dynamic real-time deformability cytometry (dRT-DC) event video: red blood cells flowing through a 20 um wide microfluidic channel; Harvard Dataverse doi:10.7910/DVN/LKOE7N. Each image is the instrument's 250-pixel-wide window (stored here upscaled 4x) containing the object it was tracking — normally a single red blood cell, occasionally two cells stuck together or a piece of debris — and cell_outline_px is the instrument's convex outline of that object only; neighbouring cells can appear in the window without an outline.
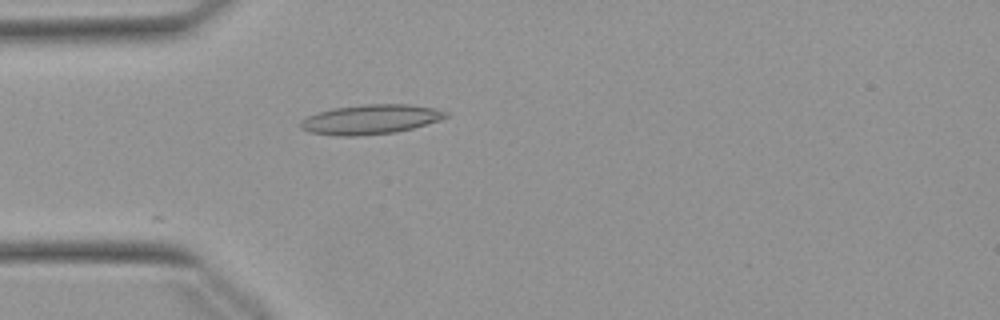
{"species": "Egyptian fruit bat (a non-hibernating species)", "species_latin": "Rousettus aegyptiacus", "temperature_condition": "warm", "stored_images_in_passage": 37, "camera_frame_rate_fps": 3000, "um_per_image_px": 0.085, "animal": {"sex": "female"}, "frame": {"image": 1, "passage_image": 15, "time_ms": 4.667, "image_size_px": [1000, 320], "cell_outline_px": [[432, 120], [408, 128], [388, 132], [320, 132], [308, 128], [316, 116], [324, 112], [344, 108], [424, 108], [432, 116]], "centroid_in_image_um": [31.41, 10.18], "position_along_channel_um": 53.6, "area_um2": 17.98}}
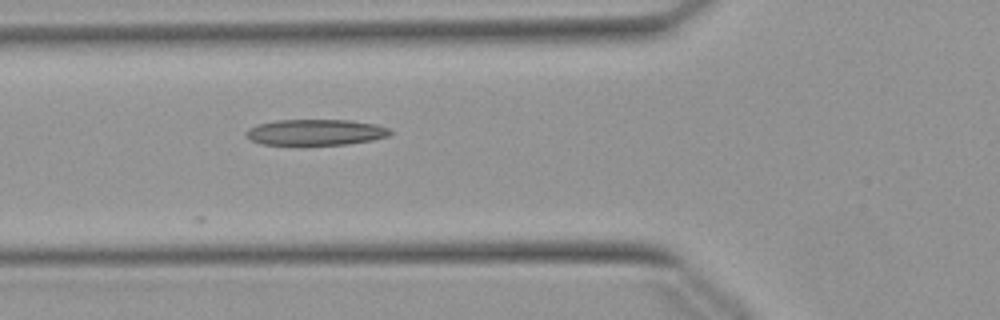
{"frame": {"image": 2, "passage_image": 19, "time_ms": 6.0, "image_size_px": [1000, 320], "cell_outline_px": [[388, 132], [380, 136], [364, 140], [336, 144], [268, 144], [256, 140], [248, 136], [256, 128], [264, 124], [288, 120], [336, 120], [368, 124], [380, 128]], "centroid_in_image_um": [26.76, 11.24], "position_along_channel_um": 99.0, "area_um2": 19.13}}
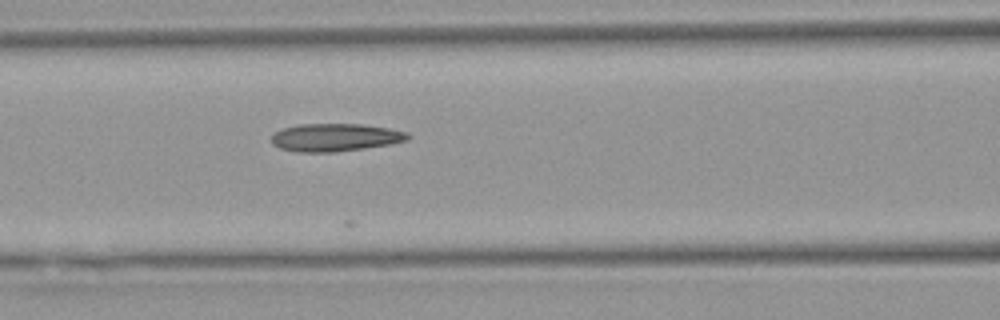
{"frame": {"image": 3, "passage_image": 22, "time_ms": 7.0, "image_size_px": [1000, 320], "cell_outline_px": [[408, 136], [400, 140], [384, 144], [356, 148], [284, 148], [276, 144], [272, 140], [272, 136], [288, 128], [316, 124], [348, 124], [380, 128], [400, 132]], "centroid_in_image_um": [28.48, 11.61], "position_along_channel_um": 138.1, "area_um2": 18.38}}